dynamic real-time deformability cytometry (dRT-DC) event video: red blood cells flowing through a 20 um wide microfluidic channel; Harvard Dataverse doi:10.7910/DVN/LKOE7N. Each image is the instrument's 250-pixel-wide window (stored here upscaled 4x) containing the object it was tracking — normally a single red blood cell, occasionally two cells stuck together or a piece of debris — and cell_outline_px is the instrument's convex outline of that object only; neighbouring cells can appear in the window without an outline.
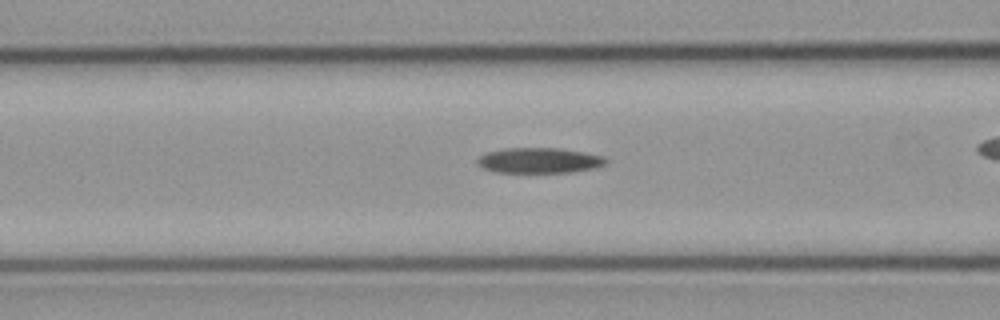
{"species": "common noctule bat (a hibernating species)", "species_latin": "Nyctalus noctula", "temperature_condition": "cold", "stored_images_in_passage": 29, "camera_frame_rate_fps": 3000, "um_per_image_px": 0.085, "animal": {"sex": "male", "body_mass_g": 23.1, "forearm_length_mm": 52.7}, "frame": {"image": 1, "passage_image": 5, "time_ms": 1.333, "image_size_px": [1000, 320], "cell_outline_px": [[608, 164], [596, 168], [572, 172], [496, 172], [484, 168], [476, 164], [476, 160], [480, 156], [488, 152], [504, 148], [560, 148], [584, 152], [604, 156], [608, 160]], "centroid_in_image_um": [45.88, 13.63], "position_along_channel_um": 120.7, "area_um2": 19.13}}
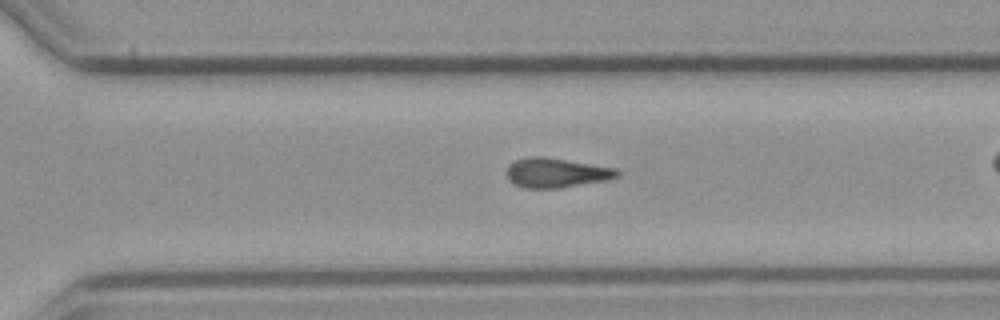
{"frame": {"image": 2, "passage_image": 21, "time_ms": 6.667, "image_size_px": [1000, 320], "cell_outline_px": [[620, 176], [608, 180], [560, 188], [524, 188], [508, 180], [504, 172], [508, 164], [516, 160], [528, 156], [544, 156], [616, 168], [620, 172]], "centroid_in_image_um": [47.26, 14.68], "position_along_channel_um": 323.3, "area_um2": 19.36}}